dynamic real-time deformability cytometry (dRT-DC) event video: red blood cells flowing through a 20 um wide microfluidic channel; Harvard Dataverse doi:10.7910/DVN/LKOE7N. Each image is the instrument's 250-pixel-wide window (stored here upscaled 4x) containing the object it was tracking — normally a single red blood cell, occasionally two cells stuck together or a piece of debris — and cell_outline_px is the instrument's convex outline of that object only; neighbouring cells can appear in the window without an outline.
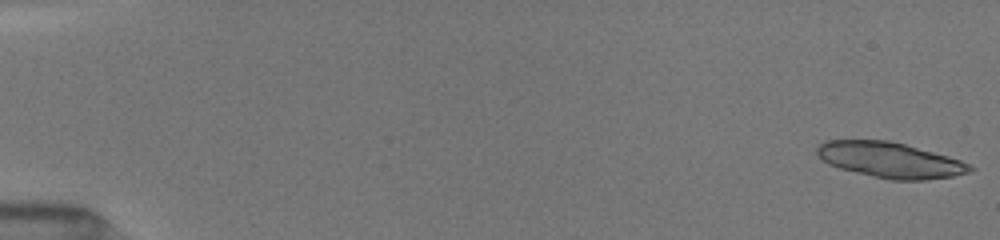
{"species": "common noctule bat (a hibernating species)", "species_latin": "Nyctalus noctula", "temperature_condition": "room temperature", "stored_images_in_passage": 59, "camera_frame_rate_fps": 3000, "um_per_image_px": 0.085, "animal": {"sex": "female", "body_mass_g": 19.5, "forearm_length_mm": 54.1}, "frame": {"image": 1, "passage_image": 1, "time_ms": 0.0, "image_size_px": [1000, 240], "cell_outline_px": [[976, 168], [968, 172], [952, 176], [924, 180], [892, 180], [856, 172], [840, 168], [828, 164], [816, 156], [816, 148], [824, 140], [888, 140], [904, 144], [948, 156], [960, 160]], "centroid_in_image_um": [75.61, 13.59], "position_along_channel_um": 9.4, "area_um2": 31.44}}
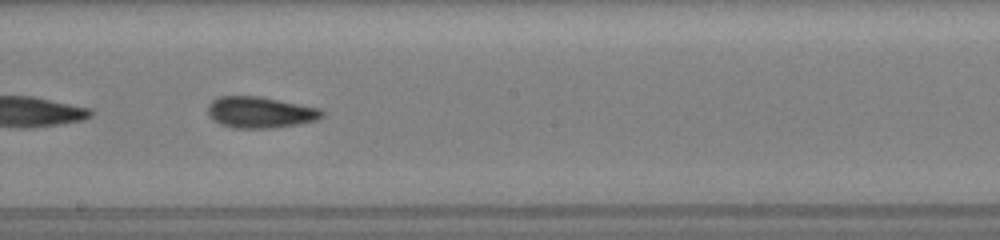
{"frame": {"image": 2, "passage_image": 32, "time_ms": 9.667, "image_size_px": [1000, 240], "cell_outline_px": [[324, 116], [316, 120], [300, 124], [276, 128], [232, 128], [220, 124], [212, 120], [208, 112], [208, 104], [212, 100], [220, 96], [260, 96], [320, 108], [324, 112]], "centroid_in_image_um": [22.12, 9.55], "position_along_channel_um": 226.1, "area_um2": 21.04}}
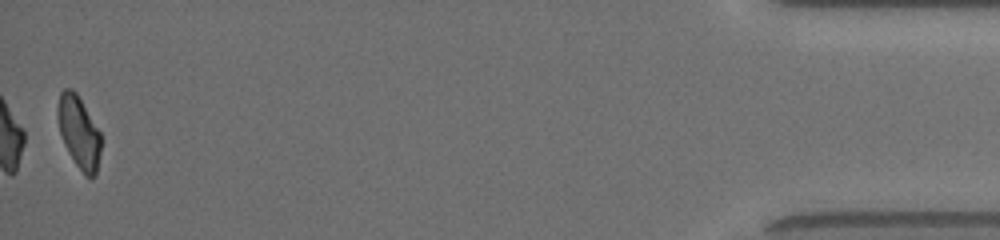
{"frame": {"image": 3, "passage_image": 59, "time_ms": 16.667, "image_size_px": [1000, 240], "cell_outline_px": [[100, 152], [96, 176], [84, 176], [68, 152], [64, 144], [60, 132], [56, 112], [56, 108], [60, 92], [64, 88], [72, 88], [76, 92], [100, 132]], "centroid_in_image_um": [6.68, 11.22], "position_along_channel_um": 428.5, "area_um2": 18.15}, "authors_computed_cell_mechanics": {"area_um2": 20.4034, "velocity_mm_per_s": 4.051, "shape_relaxation_time_tau1_ms": 4.3581, "shape_relaxation_time_tau2_ms": 2.3129, "deformation_change_tau1": 0.1591, "deformation_change_tau2": 0.0976}}